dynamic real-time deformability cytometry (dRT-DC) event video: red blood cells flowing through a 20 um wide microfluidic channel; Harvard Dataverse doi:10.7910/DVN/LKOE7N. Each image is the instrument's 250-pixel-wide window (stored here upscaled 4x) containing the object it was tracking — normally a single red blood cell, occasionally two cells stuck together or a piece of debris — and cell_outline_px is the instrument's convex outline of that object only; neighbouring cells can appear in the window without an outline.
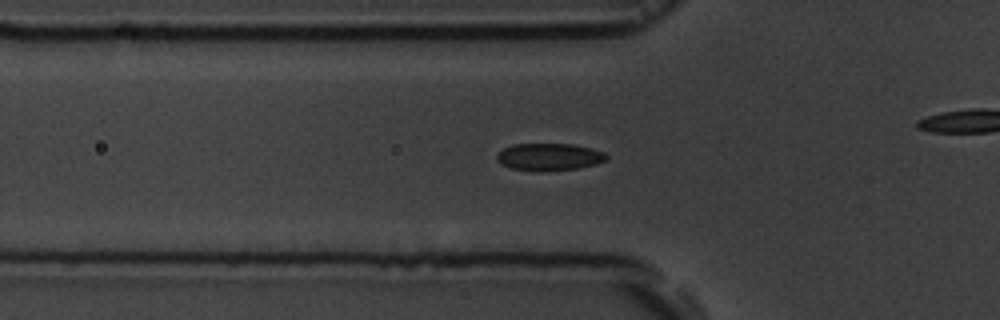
{"species": "common noctule bat (a hibernating species)", "species_latin": "Nyctalus noctula", "temperature_condition": "room temperature", "stored_images_in_passage": 55, "camera_frame_rate_fps": 3000, "um_per_image_px": 0.085, "animal": {"sex": "male", "body_mass_g": 19.5, "forearm_length_mm": 54.6}, "frame": {"image": 1, "passage_image": 17, "time_ms": 5.333, "image_size_px": [1000, 320], "cell_outline_px": [[608, 160], [596, 164], [576, 168], [540, 172], [536, 172], [512, 168], [500, 164], [496, 160], [496, 156], [504, 148], [512, 144], [572, 144], [592, 148], [604, 152], [608, 156]], "centroid_in_image_um": [46.68, 13.34], "position_along_channel_um": 79.1, "area_um2": 17.57}}
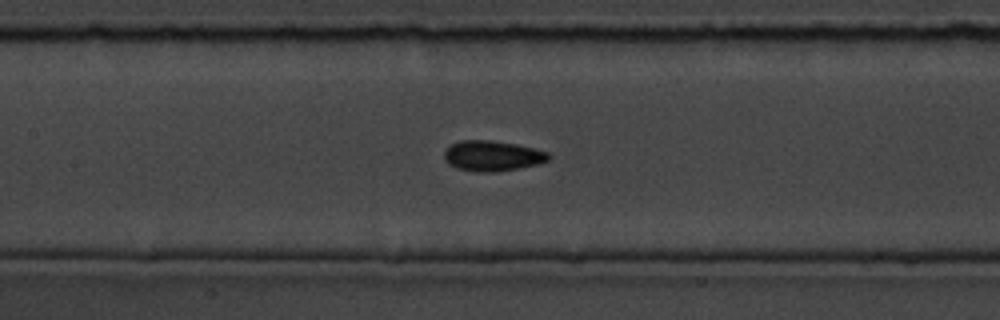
{"frame": {"image": 2, "passage_image": 24, "time_ms": 7.667, "image_size_px": [1000, 320], "cell_outline_px": [[552, 156], [548, 160], [536, 164], [496, 172], [476, 172], [456, 168], [448, 164], [444, 160], [444, 152], [452, 144], [460, 140], [488, 140], [516, 144], [548, 152]], "centroid_in_image_um": [41.82, 13.25], "position_along_channel_um": 165.6, "area_um2": 18.38}}
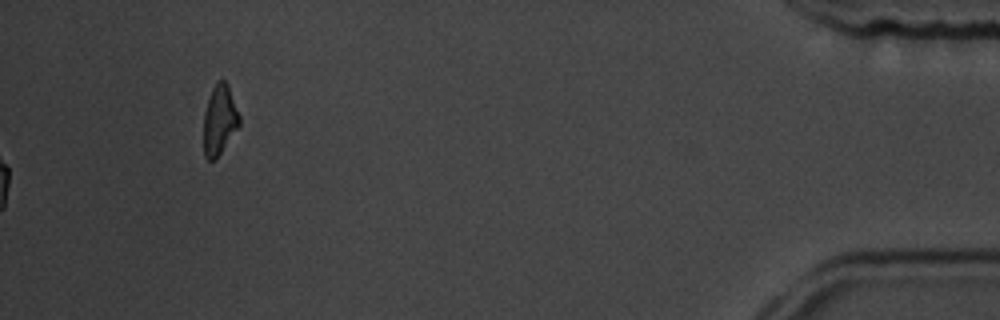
{"frame": {"image": 3, "passage_image": 55, "time_ms": 18.0, "image_size_px": [1000, 320], "cell_outline_px": [[240, 124], [216, 160], [208, 160], [204, 156], [204, 112], [212, 88], [216, 80], [224, 80], [228, 84], [240, 116]], "centroid_in_image_um": [18.66, 10.19], "position_along_channel_um": 416.5, "area_um2": 14.57}, "authors_computed_cell_mechanics": {"area_um2": 17.2244, "velocity_mm_per_s": 3.6808, "shape_relaxation_time_tau1_ms": 2.4116, "shape_relaxation_time_tau2_ms": 2.4949, "deformation_change_tau1": 0.0724, "deformation_change_tau2": 0.0559}}